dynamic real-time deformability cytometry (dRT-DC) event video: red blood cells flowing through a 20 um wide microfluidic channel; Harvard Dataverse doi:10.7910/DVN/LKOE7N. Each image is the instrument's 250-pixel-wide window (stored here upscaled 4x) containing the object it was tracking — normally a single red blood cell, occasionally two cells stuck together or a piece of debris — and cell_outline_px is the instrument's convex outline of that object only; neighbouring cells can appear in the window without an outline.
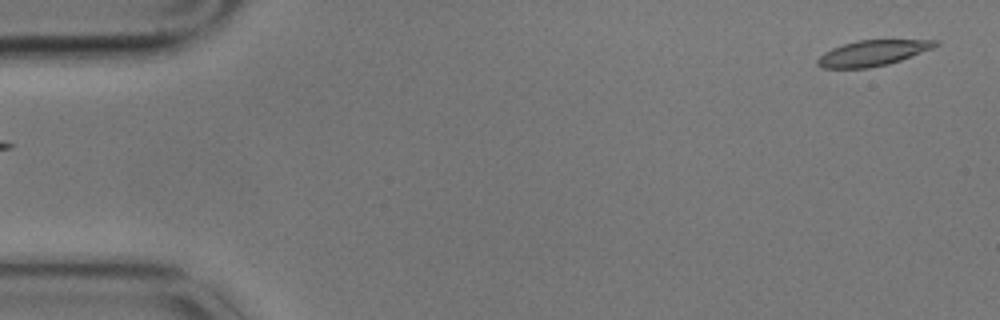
{"species": "common noctule bat (a hibernating species)", "species_latin": "Nyctalus noctula", "temperature_condition": "cold", "stored_images_in_passage": 10, "camera_frame_rate_fps": 3000, "um_per_image_px": 0.085, "animal": {"sex": "male", "body_mass_g": 17.9}, "frame": {"image": 1, "passage_image": 2, "time_ms": 0.333, "image_size_px": [1000, 320], "cell_outline_px": [[940, 44], [932, 48], [900, 60], [888, 64], [868, 68], [820, 68], [816, 64], [816, 60], [824, 52], [832, 48], [856, 40], [940, 40]], "centroid_in_image_um": [74.14, 4.51], "position_along_channel_um": 10.9, "area_um2": 17.51}}
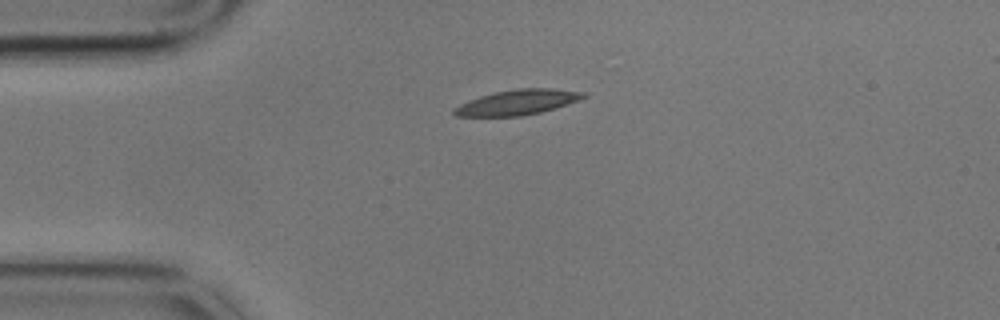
{"frame": {"image": 2, "passage_image": 8, "time_ms": 2.333, "image_size_px": [1000, 320], "cell_outline_px": [[588, 96], [556, 108], [540, 112], [520, 116], [456, 116], [452, 112], [452, 108], [468, 100], [480, 96], [496, 92], [516, 88], [552, 88], [584, 92]], "centroid_in_image_um": [43.97, 8.69], "position_along_channel_um": 41.0, "area_um2": 18.9}}